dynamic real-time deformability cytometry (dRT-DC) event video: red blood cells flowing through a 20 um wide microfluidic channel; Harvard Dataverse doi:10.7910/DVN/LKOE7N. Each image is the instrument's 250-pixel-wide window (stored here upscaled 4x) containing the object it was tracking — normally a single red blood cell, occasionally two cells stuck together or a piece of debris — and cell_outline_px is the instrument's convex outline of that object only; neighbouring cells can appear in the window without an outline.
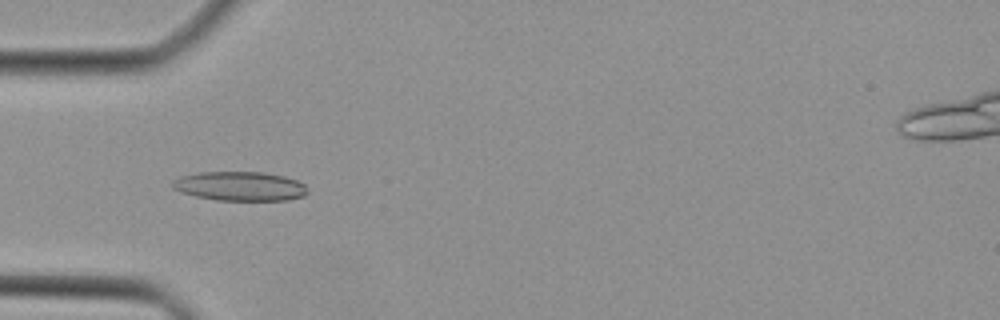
{"species": "Egyptian fruit bat (a non-hibernating species)", "species_latin": "Rousettus aegyptiacus", "temperature_condition": "cold", "stored_images_in_passage": 37, "camera_frame_rate_fps": 3000, "um_per_image_px": 0.085, "animal": {"sex": "female"}, "frame": {"image": 1, "passage_image": 9, "time_ms": 2.667, "image_size_px": [1000, 320], "cell_outline_px": [[308, 192], [304, 196], [288, 200], [216, 200], [196, 196], [180, 192], [172, 188], [172, 180], [180, 176], [200, 172], [264, 172], [284, 176], [296, 180], [304, 184], [308, 188]], "centroid_in_image_um": [20.39, 15.82], "position_along_channel_um": 64.6, "area_um2": 23.12}}
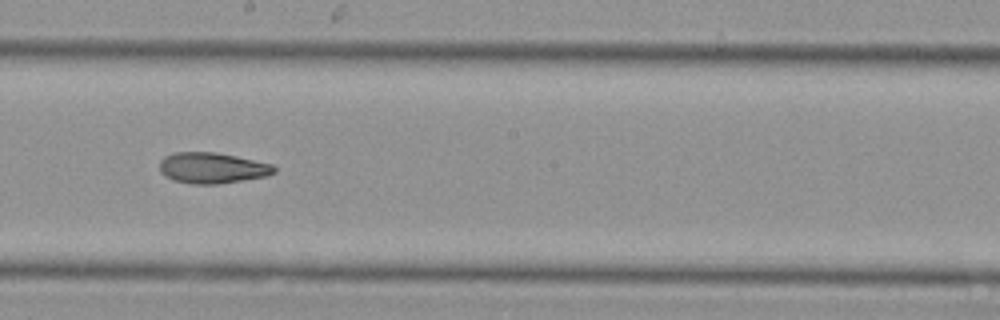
{"frame": {"image": 2, "passage_image": 20, "time_ms": 6.333, "image_size_px": [1000, 320], "cell_outline_px": [[276, 172], [268, 176], [216, 184], [192, 184], [172, 180], [164, 176], [160, 172], [160, 160], [164, 156], [172, 152], [216, 152], [236, 156], [272, 164], [276, 168]], "centroid_in_image_um": [18.01, 14.27], "position_along_channel_um": 230.2, "area_um2": 20.75}}
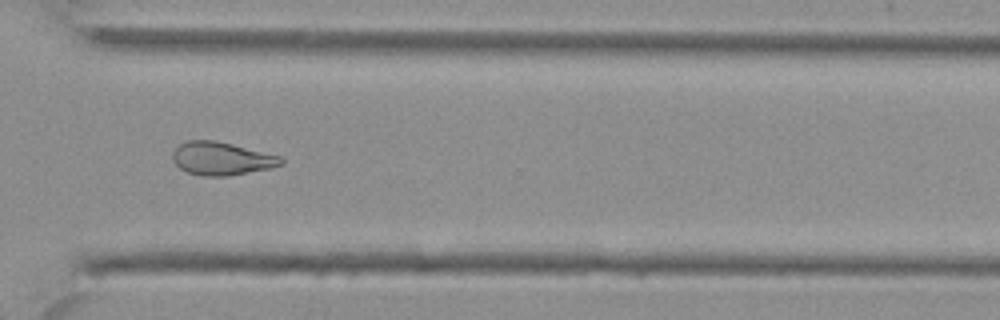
{"frame": {"image": 3, "passage_image": 28, "time_ms": 9.0, "image_size_px": [1000, 320], "cell_outline_px": [[284, 164], [272, 168], [228, 176], [200, 176], [188, 172], [180, 168], [172, 160], [172, 152], [180, 144], [188, 140], [216, 140], [280, 156], [284, 160]], "centroid_in_image_um": [18.83, 13.48], "position_along_channel_um": 351.8, "area_um2": 20.98}}